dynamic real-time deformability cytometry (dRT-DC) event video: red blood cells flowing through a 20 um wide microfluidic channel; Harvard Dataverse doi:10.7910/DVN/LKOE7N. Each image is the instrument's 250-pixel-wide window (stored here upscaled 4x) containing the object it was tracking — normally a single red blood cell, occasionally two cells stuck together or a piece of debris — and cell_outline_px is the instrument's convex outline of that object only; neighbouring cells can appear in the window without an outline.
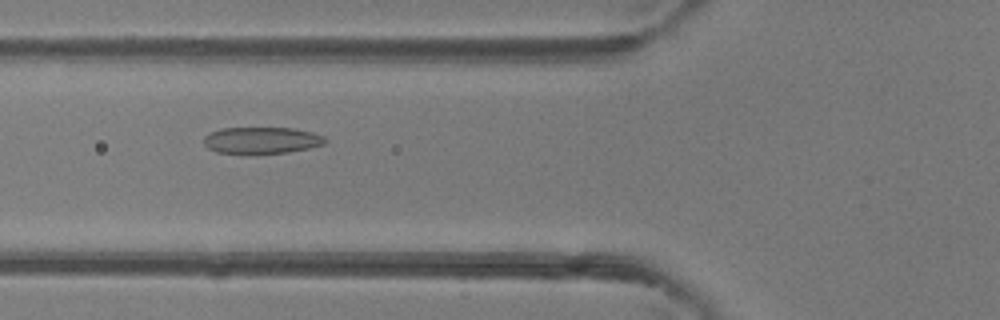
{"species": "common noctule bat (a hibernating species)", "species_latin": "Nyctalus noctula", "temperature_condition": "room temperature", "stored_images_in_passage": 47, "camera_frame_rate_fps": 3000, "um_per_image_px": 0.085, "animal": {"sex": "female"}, "frame": {"image": 1, "passage_image": 18, "time_ms": 5.667, "image_size_px": [1000, 320], "cell_outline_px": [[328, 140], [324, 144], [308, 148], [288, 152], [216, 152], [208, 148], [204, 144], [204, 136], [220, 128], [296, 128], [312, 132], [324, 136]], "centroid_in_image_um": [22.27, 11.9], "position_along_channel_um": 103.5, "area_um2": 18.44}}
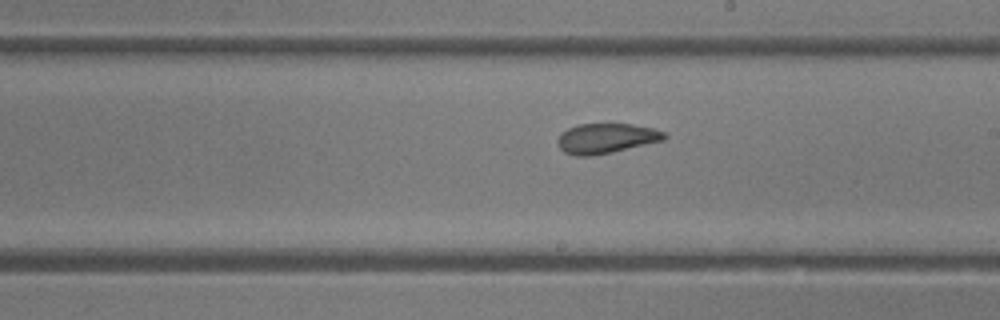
{"frame": {"image": 2, "passage_image": 27, "time_ms": 8.667, "image_size_px": [1000, 320], "cell_outline_px": [[668, 136], [664, 140], [612, 152], [592, 156], [576, 156], [564, 152], [560, 148], [556, 140], [560, 132], [576, 124], [632, 124], [652, 128], [664, 132]], "centroid_in_image_um": [51.49, 11.76], "position_along_channel_um": 237.5, "area_um2": 18.73}}
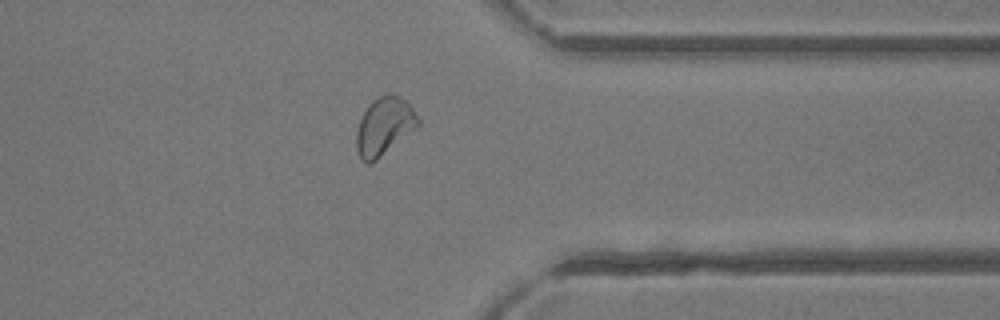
{"frame": {"image": 3, "passage_image": 37, "time_ms": 12.0, "image_size_px": [1000, 320], "cell_outline_px": [[420, 124], [416, 128], [376, 160], [368, 164], [360, 156], [356, 148], [356, 132], [360, 120], [368, 104], [372, 100], [388, 92], [400, 96], [412, 108], [420, 120]], "centroid_in_image_um": [32.66, 10.7], "position_along_channel_um": 378.7, "area_um2": 20.52}, "authors_computed_cell_mechanics": {"area_um2": 20.808, "velocity_mm_per_s": 4.4581, "shape_relaxation_time_tau1_ms": 9.5074, "shape_relaxation_time_tau2_ms": 1.5834, "deformation_change_tau1": 0.224, "deformation_change_tau2": 0.0875}}